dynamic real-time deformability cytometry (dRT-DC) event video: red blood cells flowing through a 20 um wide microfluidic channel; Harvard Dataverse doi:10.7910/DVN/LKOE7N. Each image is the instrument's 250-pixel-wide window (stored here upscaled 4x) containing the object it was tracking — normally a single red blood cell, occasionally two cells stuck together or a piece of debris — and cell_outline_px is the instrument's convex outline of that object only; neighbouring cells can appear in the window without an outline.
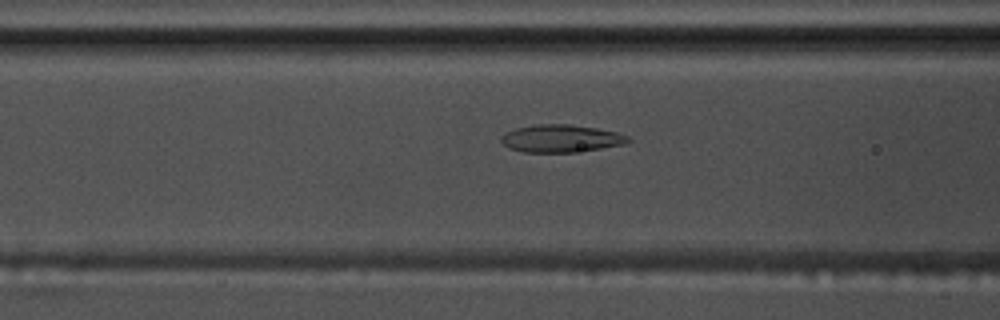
{"species": "common noctule bat (a hibernating species)", "species_latin": "Nyctalus noctula", "temperature_condition": "warm", "stored_images_in_passage": 56, "camera_frame_rate_fps": 3000, "um_per_image_px": 0.085, "animal": {"sex": "male", "body_mass_g": 17.5, "forearm_length_mm": 52.3}, "frame": {"image": 1, "passage_image": 23, "time_ms": 7.333, "image_size_px": [1000, 320], "cell_outline_px": [[632, 140], [624, 144], [600, 148], [572, 152], [524, 152], [508, 148], [500, 140], [500, 136], [516, 128], [536, 124], [568, 124], [596, 128], [616, 132], [628, 136]], "centroid_in_image_um": [47.67, 11.77], "position_along_channel_um": 118.9, "area_um2": 20.23}}
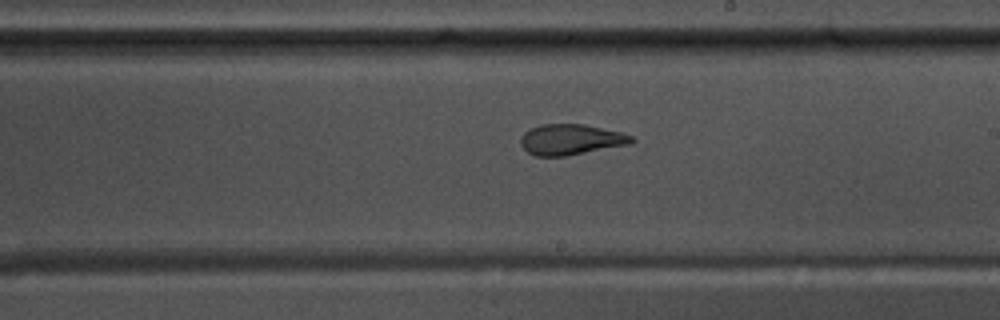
{"frame": {"image": 2, "passage_image": 33, "time_ms": 10.667, "image_size_px": [1000, 320], "cell_outline_px": [[636, 140], [632, 144], [564, 156], [536, 156], [528, 152], [520, 144], [520, 140], [524, 132], [540, 124], [584, 124], [620, 132], [632, 136]], "centroid_in_image_um": [48.54, 11.86], "position_along_channel_um": 240.5, "area_um2": 19.77}}
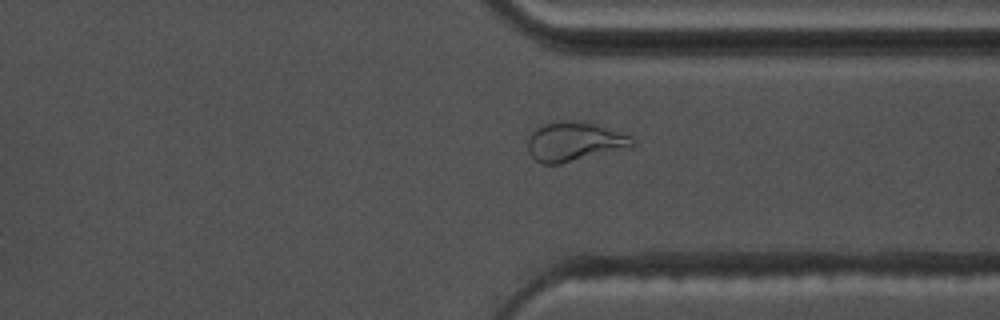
{"frame": {"image": 3, "passage_image": 43, "time_ms": 14.0, "image_size_px": [1000, 320], "cell_outline_px": [[636, 144], [560, 164], [540, 164], [528, 152], [528, 136], [532, 128], [552, 120], [584, 120], [632, 136]], "centroid_in_image_um": [48.72, 11.99], "position_along_channel_um": 362.7, "area_um2": 24.04}, "authors_computed_cell_mechanics": {"area_um2": 22.253, "velocity_mm_per_s": 3.6591, "shape_relaxation_time_tau1_ms": null, "shape_relaxation_time_tau2_ms": 1.4505, "deformation_change_tau1": null, "deformation_change_tau2": 0.0886}}